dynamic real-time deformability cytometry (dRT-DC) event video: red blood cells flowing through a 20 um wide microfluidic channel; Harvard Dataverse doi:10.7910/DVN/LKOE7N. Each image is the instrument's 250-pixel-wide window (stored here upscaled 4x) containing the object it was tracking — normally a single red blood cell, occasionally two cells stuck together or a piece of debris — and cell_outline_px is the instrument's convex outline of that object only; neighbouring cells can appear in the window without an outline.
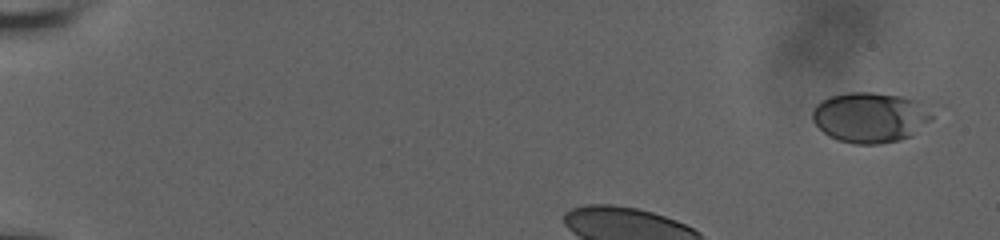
{"species": "human", "species_latin": "Homo sapiens", "temperature_condition": "room temperature", "stored_images_in_passage": 6, "camera_frame_rate_fps": 3000, "um_per_image_px": 0.085, "donor": {"sex": "male"}, "frame": {"image": 1, "passage_image": 1, "time_ms": 0.0, "image_size_px": [1000, 240], "cell_outline_px": [[932, 120], [912, 136], [900, 140], [880, 144], [852, 144], [828, 136], [812, 120], [812, 108], [820, 100], [832, 96], [848, 92], [872, 92], [928, 100], [932, 116]], "centroid_in_image_um": [74.03, 9.96], "position_along_channel_um": 11.0, "area_um2": 35.89}}
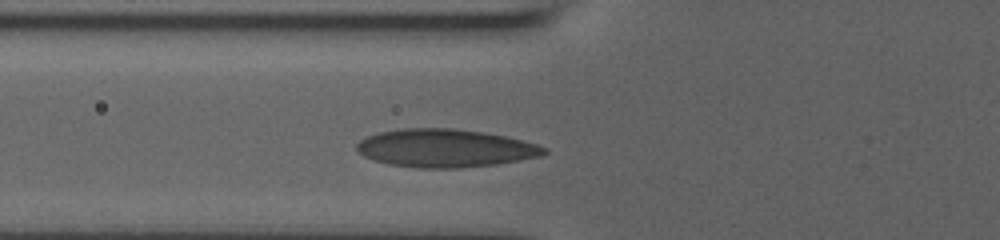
{"frame": {"image": 2, "passage_image": 6, "time_ms": 4.0, "image_size_px": [1000, 240], "cell_outline_px": [[548, 152], [544, 156], [496, 164], [460, 168], [420, 168], [388, 164], [372, 160], [364, 156], [356, 148], [356, 144], [360, 140], [368, 136], [380, 132], [404, 128], [452, 128], [480, 132], [504, 136], [536, 144], [548, 148]], "centroid_in_image_um": [37.85, 12.6], "position_along_channel_um": 87.9, "area_um2": 41.5}}